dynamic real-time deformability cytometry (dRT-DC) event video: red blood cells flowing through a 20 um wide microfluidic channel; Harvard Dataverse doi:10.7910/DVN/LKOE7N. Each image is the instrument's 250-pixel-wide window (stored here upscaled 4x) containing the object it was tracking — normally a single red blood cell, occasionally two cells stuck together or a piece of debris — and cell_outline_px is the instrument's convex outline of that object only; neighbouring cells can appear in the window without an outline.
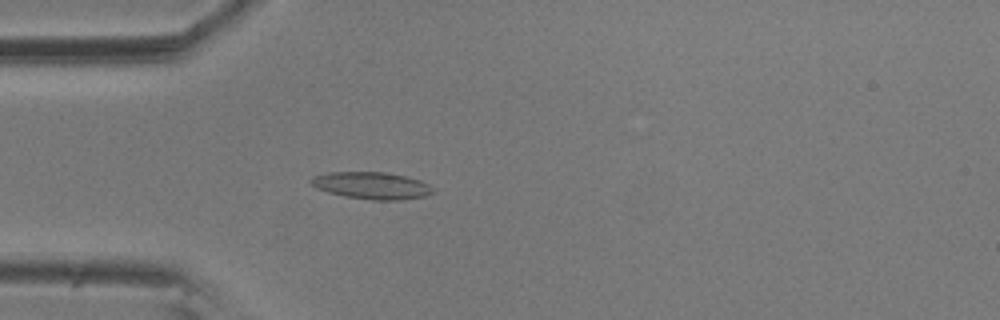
{"species": "common noctule bat (a hibernating species)", "species_latin": "Nyctalus noctula", "temperature_condition": "room temperature", "stored_images_in_passage": 4, "camera_frame_rate_fps": 3000, "um_per_image_px": 0.085, "animal": {"sex": "male", "body_mass_g": 20.5, "forearm_length_mm": 52.5}, "frame": {"image": 1, "passage_image": 4, "time_ms": 1.0, "image_size_px": [1000, 320], "cell_outline_px": [[436, 192], [424, 196], [400, 200], [372, 200], [344, 196], [328, 192], [316, 188], [312, 184], [312, 176], [328, 172], [384, 172], [404, 176], [420, 180], [428, 184]], "centroid_in_image_um": [31.6, 15.77], "position_along_channel_um": 53.4, "area_um2": 19.13}}